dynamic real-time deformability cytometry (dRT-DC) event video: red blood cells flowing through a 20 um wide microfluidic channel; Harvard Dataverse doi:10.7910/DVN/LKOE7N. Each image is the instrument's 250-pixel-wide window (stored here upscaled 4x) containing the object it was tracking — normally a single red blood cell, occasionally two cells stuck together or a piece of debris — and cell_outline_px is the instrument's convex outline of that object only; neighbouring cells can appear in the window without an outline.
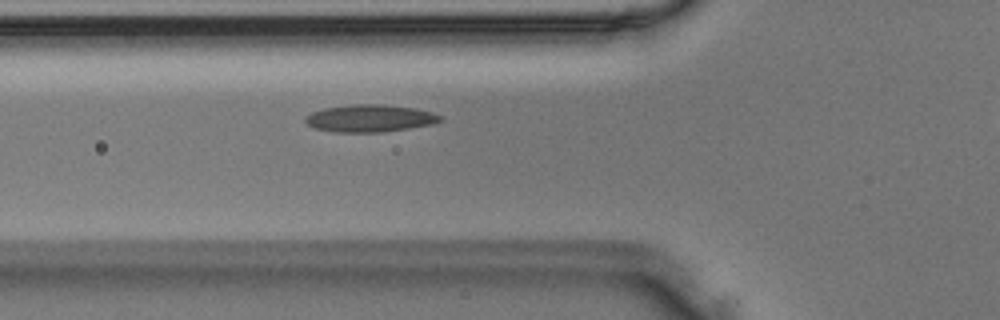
{"species": "Egyptian fruit bat (a non-hibernating species)", "species_latin": "Rousettus aegyptiacus", "temperature_condition": "room temperature", "stored_images_in_passage": 35, "camera_frame_rate_fps": 3000, "um_per_image_px": 0.085, "animal": {"sex": "male"}, "frame": {"image": 1, "passage_image": 9, "time_ms": 2.667, "image_size_px": [1000, 320], "cell_outline_px": [[444, 120], [432, 124], [408, 128], [380, 132], [336, 132], [316, 128], [308, 124], [304, 120], [304, 116], [312, 112], [324, 108], [352, 104], [384, 104], [416, 108], [432, 112], [444, 116]], "centroid_in_image_um": [31.47, 10.04], "position_along_channel_um": 94.3, "area_um2": 21.56}}
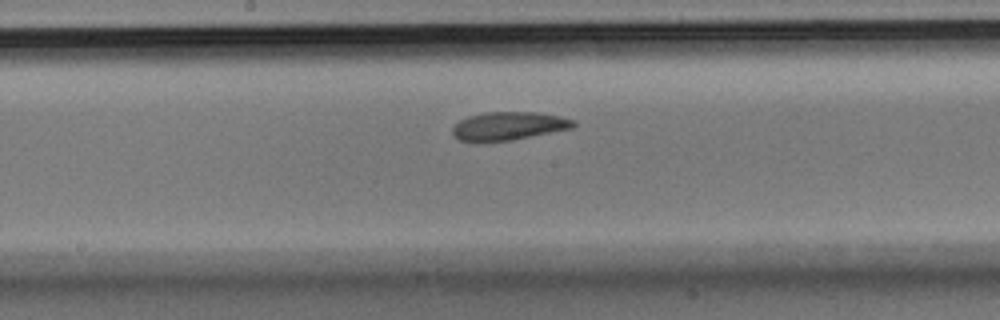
{"frame": {"image": 2, "passage_image": 17, "time_ms": 5.333, "image_size_px": [1000, 320], "cell_outline_px": [[576, 124], [572, 128], [512, 140], [460, 140], [452, 136], [452, 128], [460, 120], [468, 116], [484, 112], [536, 112], [560, 116], [572, 120]], "centroid_in_image_um": [43.23, 10.69], "position_along_channel_um": 205.0, "area_um2": 19.54}}
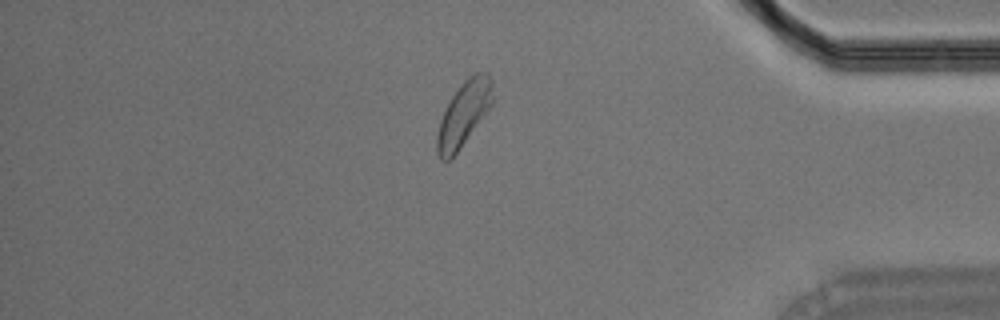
{"frame": {"image": 3, "passage_image": 33, "time_ms": 10.667, "image_size_px": [1000, 320], "cell_outline_px": [[492, 104], [488, 112], [452, 160], [440, 160], [436, 152], [436, 136], [440, 120], [452, 96], [460, 84], [468, 76], [476, 72], [488, 72], [492, 80]], "centroid_in_image_um": [39.42, 9.71], "position_along_channel_um": 395.8, "area_um2": 21.27}}